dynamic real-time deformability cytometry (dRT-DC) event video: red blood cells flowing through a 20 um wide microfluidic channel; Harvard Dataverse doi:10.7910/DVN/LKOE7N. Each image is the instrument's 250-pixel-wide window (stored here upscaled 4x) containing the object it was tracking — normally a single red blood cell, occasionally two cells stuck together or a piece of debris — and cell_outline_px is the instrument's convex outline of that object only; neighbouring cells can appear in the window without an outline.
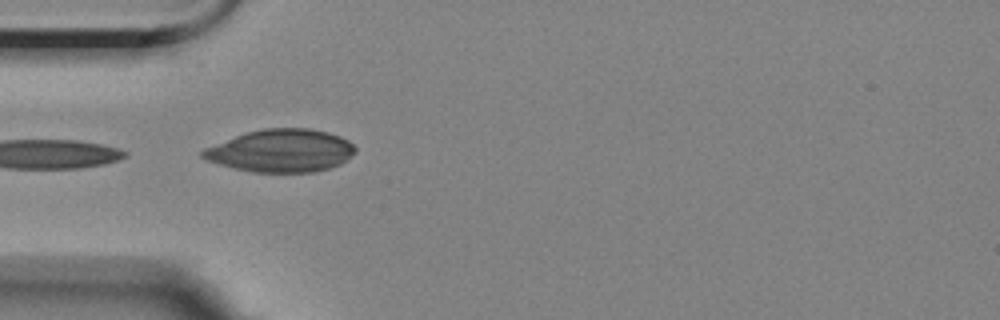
{"species": "Egyptian fruit bat (a non-hibernating species)", "species_latin": "Rousettus aegyptiacus", "temperature_condition": "room temperature", "stored_images_in_passage": 9, "camera_frame_rate_fps": 3000, "um_per_image_px": 0.085, "animal": {"sex": "female"}, "frame": {"image": 1, "passage_image": 3, "time_ms": 2.333, "image_size_px": [1000, 320], "cell_outline_px": [[356, 152], [340, 164], [328, 168], [312, 172], [252, 172], [220, 164], [208, 160], [200, 156], [200, 152], [204, 148], [236, 136], [248, 132], [264, 128], [308, 128], [328, 132], [340, 136], [348, 140], [356, 148]], "centroid_in_image_um": [23.91, 12.8], "position_along_channel_um": 61.1, "area_um2": 37.69}}
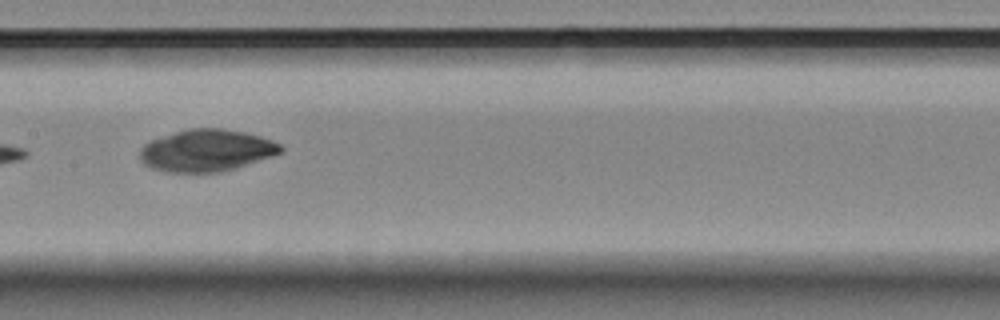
{"frame": {"image": 2, "passage_image": 6, "time_ms": 6.0, "image_size_px": [1000, 320], "cell_outline_px": [[284, 152], [236, 168], [220, 172], [164, 172], [152, 168], [144, 164], [140, 160], [140, 148], [144, 144], [152, 140], [188, 128], [220, 128], [244, 132], [260, 136], [272, 140], [280, 144], [284, 148]], "centroid_in_image_um": [17.57, 12.79], "position_along_channel_um": 189.8, "area_um2": 34.45}}
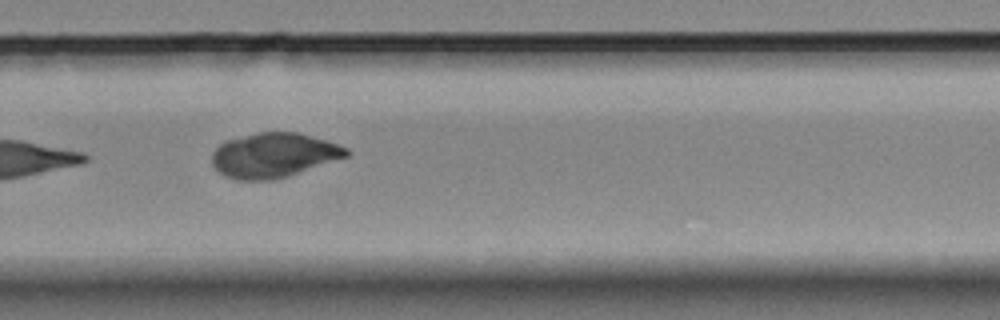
{"frame": {"image": 3, "passage_image": 9, "time_ms": 9.333, "image_size_px": [1000, 320], "cell_outline_px": [[352, 152], [348, 156], [288, 176], [272, 180], [236, 180], [224, 176], [212, 164], [212, 152], [224, 140], [256, 132], [300, 132], [348, 148]], "centroid_in_image_um": [23.24, 13.19], "position_along_channel_um": 306.6, "area_um2": 35.03}}